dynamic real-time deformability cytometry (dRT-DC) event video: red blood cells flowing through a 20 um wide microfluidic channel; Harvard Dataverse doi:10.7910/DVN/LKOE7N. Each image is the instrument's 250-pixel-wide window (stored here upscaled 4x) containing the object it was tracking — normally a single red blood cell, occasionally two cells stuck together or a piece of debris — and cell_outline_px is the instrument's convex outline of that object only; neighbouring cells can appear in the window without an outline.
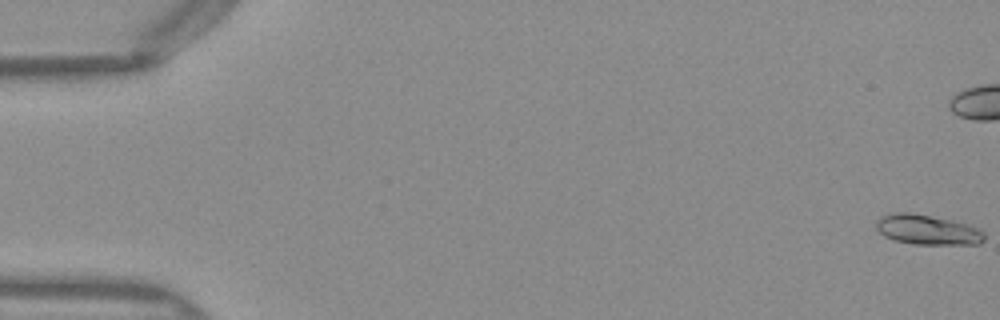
{"species": "Egyptian fruit bat (a non-hibernating species)", "species_latin": "Rousettus aegyptiacus", "temperature_condition": "warm", "stored_images_in_passage": 52, "camera_frame_rate_fps": 3000, "um_per_image_px": 0.085, "frame": {"image": 1, "passage_image": 1, "time_ms": 0.0, "image_size_px": [1000, 320], "cell_outline_px": [[984, 240], [980, 244], [912, 244], [896, 240], [884, 236], [876, 228], [876, 220], [880, 216], [896, 212], [908, 212], [952, 220], [968, 224], [980, 228], [984, 232]], "centroid_in_image_um": [78.84, 19.52], "position_along_channel_um": 6.2, "area_um2": 18.9}}
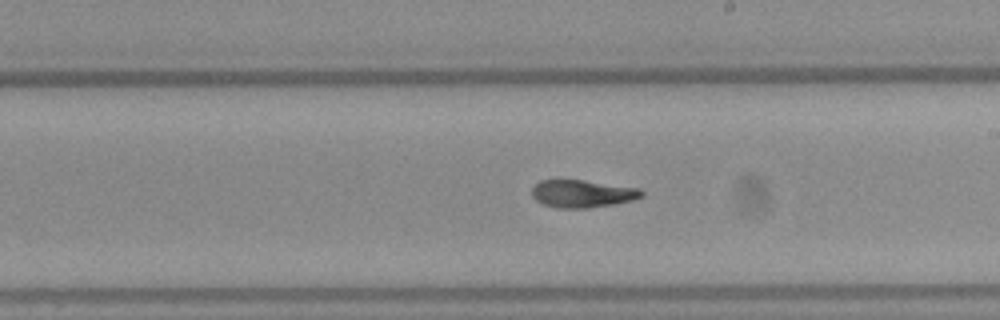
{"frame": {"image": 2, "passage_image": 30, "time_ms": 9.667, "image_size_px": [1000, 320], "cell_outline_px": [[644, 196], [632, 200], [616, 204], [588, 208], [556, 208], [544, 204], [536, 200], [532, 196], [532, 188], [540, 180], [584, 180], [640, 188], [644, 192]], "centroid_in_image_um": [49.53, 16.46], "position_along_channel_um": 239.5, "area_um2": 17.74}}
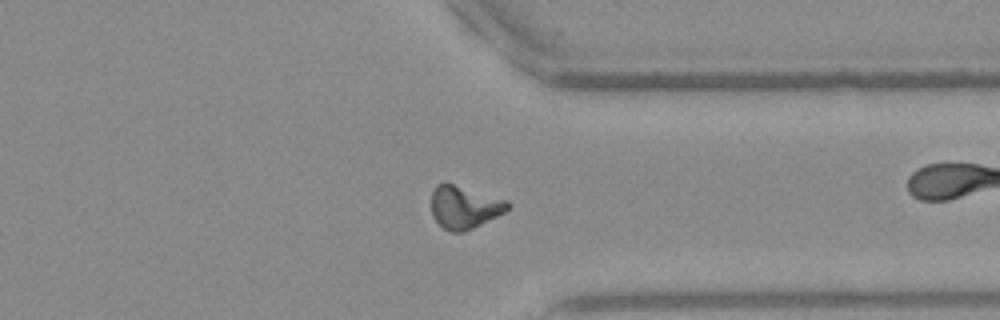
{"frame": {"image": 3, "passage_image": 40, "time_ms": 13.0, "image_size_px": [1000, 320], "cell_outline_px": [[512, 204], [504, 212], [464, 232], [452, 232], [444, 228], [432, 216], [432, 192], [436, 184], [444, 180], [508, 200]], "centroid_in_image_um": [39.46, 17.56], "position_along_channel_um": 371.9, "area_um2": 19.19}}